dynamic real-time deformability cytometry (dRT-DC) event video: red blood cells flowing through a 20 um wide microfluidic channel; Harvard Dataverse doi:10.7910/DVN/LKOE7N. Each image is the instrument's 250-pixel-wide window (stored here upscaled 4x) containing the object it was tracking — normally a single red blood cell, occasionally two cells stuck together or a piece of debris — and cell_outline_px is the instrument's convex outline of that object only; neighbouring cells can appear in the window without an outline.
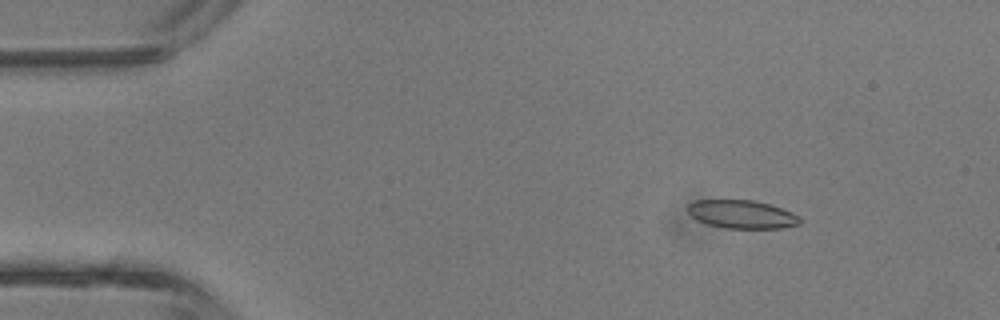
{"species": "common noctule bat (a hibernating species)", "species_latin": "Nyctalus noctula", "temperature_condition": "room temperature", "stored_images_in_passage": 42, "camera_frame_rate_fps": 3000, "um_per_image_px": 0.085, "animal": {"sex": "male", "body_mass_g": 13.3}, "frame": {"image": 1, "passage_image": 6, "time_ms": 1.667, "image_size_px": [1000, 320], "cell_outline_px": [[800, 224], [780, 228], [724, 228], [708, 224], [696, 220], [688, 212], [688, 204], [696, 200], [752, 200], [768, 204], [792, 212], [800, 216]], "centroid_in_image_um": [63.05, 18.22], "position_along_channel_um": 22.0, "area_um2": 18.38}}
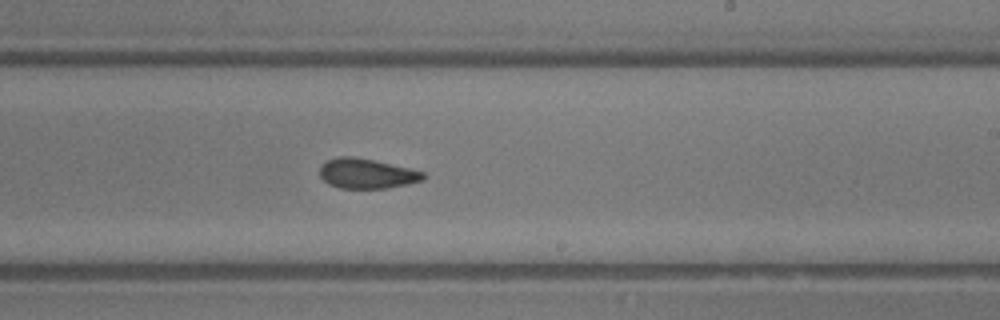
{"frame": {"image": 2, "passage_image": 25, "time_ms": 8.0, "image_size_px": [1000, 320], "cell_outline_px": [[428, 176], [424, 180], [408, 184], [388, 188], [340, 188], [328, 184], [320, 176], [320, 164], [328, 160], [340, 156], [352, 156], [372, 160], [408, 168], [424, 172]], "centroid_in_image_um": [31.18, 14.76], "position_along_channel_um": 257.8, "area_um2": 18.03}}
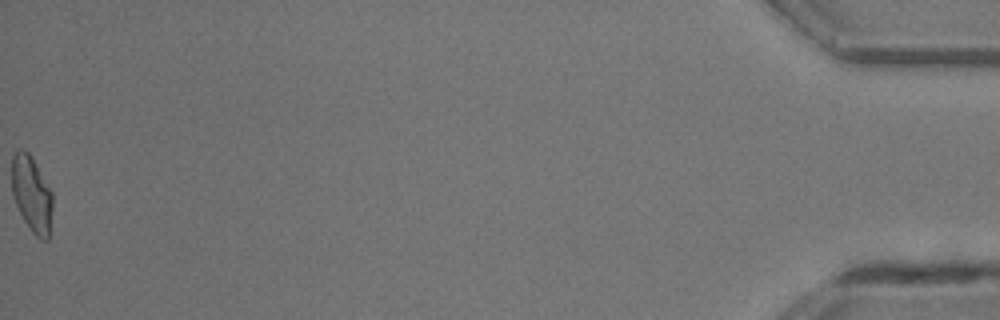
{"frame": {"image": 3, "passage_image": 42, "time_ms": 13.667, "image_size_px": [1000, 320], "cell_outline_px": [[52, 208], [48, 240], [44, 240], [36, 236], [32, 232], [24, 220], [16, 204], [12, 192], [12, 156], [16, 148], [20, 148], [28, 152], [32, 156], [52, 192]], "centroid_in_image_um": [2.69, 16.45], "position_along_channel_um": 432.5, "area_um2": 18.03}, "authors_computed_cell_mechanics": {"area_um2": 18.3804, "velocity_mm_per_s": 4.9859, "shape_relaxation_time_tau1_ms": null, "shape_relaxation_time_tau2_ms": 2.0391, "deformation_change_tau1": null, "deformation_change_tau2": 0.0974}}